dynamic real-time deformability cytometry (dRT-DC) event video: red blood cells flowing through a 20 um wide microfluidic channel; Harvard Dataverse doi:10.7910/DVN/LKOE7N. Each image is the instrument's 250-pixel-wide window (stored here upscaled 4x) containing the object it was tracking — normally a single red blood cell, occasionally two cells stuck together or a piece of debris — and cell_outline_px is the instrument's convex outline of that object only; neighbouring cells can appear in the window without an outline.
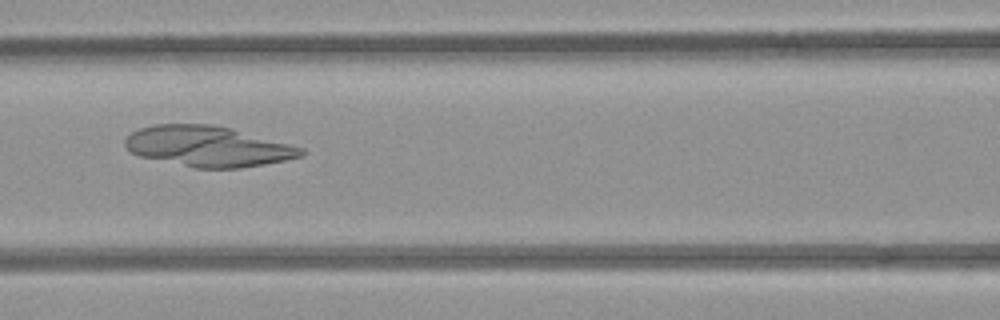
{"species": "common noctule bat (a hibernating species)", "species_latin": "Nyctalus noctula", "temperature_condition": "room temperature", "stored_images_in_passage": 4, "camera_frame_rate_fps": 3000, "um_per_image_px": 0.085, "animal": {"sex": "female", "body_mass_g": 21.9}, "frame": {"image": 1, "passage_image": 4, "time_ms": 3.333, "image_size_px": [1000, 320], "cell_outline_px": [[304, 156], [264, 164], [240, 168], [196, 168], [140, 156], [132, 152], [124, 144], [124, 140], [132, 132], [140, 128], [156, 124], [212, 124], [228, 128], [304, 148]], "centroid_in_image_um": [17.66, 12.44], "position_along_channel_um": 148.9, "area_um2": 40.98}}